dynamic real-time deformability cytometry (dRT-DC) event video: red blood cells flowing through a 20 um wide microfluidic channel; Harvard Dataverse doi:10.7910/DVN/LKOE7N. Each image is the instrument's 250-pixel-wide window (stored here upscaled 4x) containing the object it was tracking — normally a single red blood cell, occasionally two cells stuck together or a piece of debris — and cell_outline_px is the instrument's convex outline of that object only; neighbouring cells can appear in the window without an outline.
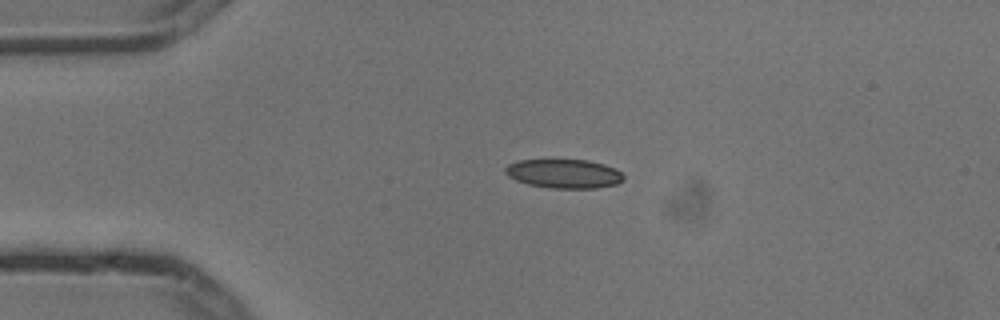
{"species": "common noctule bat (a hibernating species)", "species_latin": "Nyctalus noctula", "temperature_condition": "cold", "stored_images_in_passage": 3, "camera_frame_rate_fps": 3000, "um_per_image_px": 0.085, "animal": {"sex": "male", "body_mass_g": 13.3}, "frame": {"image": 1, "passage_image": 2, "time_ms": 0.333, "image_size_px": [1000, 320], "cell_outline_px": [[624, 180], [616, 184], [596, 188], [552, 188], [528, 184], [516, 180], [508, 176], [504, 172], [504, 168], [508, 164], [520, 160], [588, 160], [604, 164], [616, 168], [624, 176]], "centroid_in_image_um": [47.94, 14.76], "position_along_channel_um": 37.1, "area_um2": 20.0}}